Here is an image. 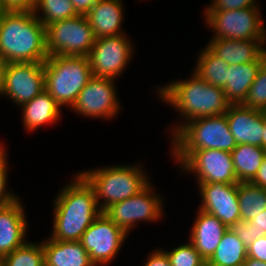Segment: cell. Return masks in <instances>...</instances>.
Segmentation results:
<instances>
[{
	"instance_id": "1",
	"label": "cell",
	"mask_w": 266,
	"mask_h": 266,
	"mask_svg": "<svg viewBox=\"0 0 266 266\" xmlns=\"http://www.w3.org/2000/svg\"><path fill=\"white\" fill-rule=\"evenodd\" d=\"M159 101L170 106L178 113L169 125L171 137L183 124L200 117L226 114L231 103L221 87L211 85L191 71L186 79H175L158 86L155 90Z\"/></svg>"
},
{
	"instance_id": "2",
	"label": "cell",
	"mask_w": 266,
	"mask_h": 266,
	"mask_svg": "<svg viewBox=\"0 0 266 266\" xmlns=\"http://www.w3.org/2000/svg\"><path fill=\"white\" fill-rule=\"evenodd\" d=\"M55 196L52 201L53 227L49 238L80 241L86 229L102 213L93 188L79 173H75Z\"/></svg>"
},
{
	"instance_id": "3",
	"label": "cell",
	"mask_w": 266,
	"mask_h": 266,
	"mask_svg": "<svg viewBox=\"0 0 266 266\" xmlns=\"http://www.w3.org/2000/svg\"><path fill=\"white\" fill-rule=\"evenodd\" d=\"M0 56L7 63L44 62L46 27L33 11L6 10L0 18Z\"/></svg>"
},
{
	"instance_id": "4",
	"label": "cell",
	"mask_w": 266,
	"mask_h": 266,
	"mask_svg": "<svg viewBox=\"0 0 266 266\" xmlns=\"http://www.w3.org/2000/svg\"><path fill=\"white\" fill-rule=\"evenodd\" d=\"M141 163L109 164L78 173L93 188L99 210L103 212L110 205L137 195L151 183L147 168Z\"/></svg>"
},
{
	"instance_id": "5",
	"label": "cell",
	"mask_w": 266,
	"mask_h": 266,
	"mask_svg": "<svg viewBox=\"0 0 266 266\" xmlns=\"http://www.w3.org/2000/svg\"><path fill=\"white\" fill-rule=\"evenodd\" d=\"M44 72L45 90L69 110L92 77L87 56H50L44 61Z\"/></svg>"
},
{
	"instance_id": "6",
	"label": "cell",
	"mask_w": 266,
	"mask_h": 266,
	"mask_svg": "<svg viewBox=\"0 0 266 266\" xmlns=\"http://www.w3.org/2000/svg\"><path fill=\"white\" fill-rule=\"evenodd\" d=\"M169 140V150L217 149L231 153L237 146L226 114L191 120L183 124Z\"/></svg>"
},
{
	"instance_id": "7",
	"label": "cell",
	"mask_w": 266,
	"mask_h": 266,
	"mask_svg": "<svg viewBox=\"0 0 266 266\" xmlns=\"http://www.w3.org/2000/svg\"><path fill=\"white\" fill-rule=\"evenodd\" d=\"M178 170L195 176L197 183H239L231 153L217 149L169 150Z\"/></svg>"
},
{
	"instance_id": "8",
	"label": "cell",
	"mask_w": 266,
	"mask_h": 266,
	"mask_svg": "<svg viewBox=\"0 0 266 266\" xmlns=\"http://www.w3.org/2000/svg\"><path fill=\"white\" fill-rule=\"evenodd\" d=\"M261 6L236 10L203 11L205 27L213 32L210 39L266 40Z\"/></svg>"
},
{
	"instance_id": "9",
	"label": "cell",
	"mask_w": 266,
	"mask_h": 266,
	"mask_svg": "<svg viewBox=\"0 0 266 266\" xmlns=\"http://www.w3.org/2000/svg\"><path fill=\"white\" fill-rule=\"evenodd\" d=\"M154 182L135 196L110 205L102 213L105 214L115 225L122 228L128 235L140 223L151 224L163 221L164 196L156 192Z\"/></svg>"
},
{
	"instance_id": "10",
	"label": "cell",
	"mask_w": 266,
	"mask_h": 266,
	"mask_svg": "<svg viewBox=\"0 0 266 266\" xmlns=\"http://www.w3.org/2000/svg\"><path fill=\"white\" fill-rule=\"evenodd\" d=\"M96 37L86 15L46 26L47 55L88 56Z\"/></svg>"
},
{
	"instance_id": "11",
	"label": "cell",
	"mask_w": 266,
	"mask_h": 266,
	"mask_svg": "<svg viewBox=\"0 0 266 266\" xmlns=\"http://www.w3.org/2000/svg\"><path fill=\"white\" fill-rule=\"evenodd\" d=\"M116 79L92 76L81 90L71 112L79 117L111 121L116 119L122 104L118 97Z\"/></svg>"
},
{
	"instance_id": "12",
	"label": "cell",
	"mask_w": 266,
	"mask_h": 266,
	"mask_svg": "<svg viewBox=\"0 0 266 266\" xmlns=\"http://www.w3.org/2000/svg\"><path fill=\"white\" fill-rule=\"evenodd\" d=\"M134 46L127 33L96 38L87 56L92 76L120 79L134 58Z\"/></svg>"
},
{
	"instance_id": "13",
	"label": "cell",
	"mask_w": 266,
	"mask_h": 266,
	"mask_svg": "<svg viewBox=\"0 0 266 266\" xmlns=\"http://www.w3.org/2000/svg\"><path fill=\"white\" fill-rule=\"evenodd\" d=\"M129 235L101 213L83 233L80 242L95 266H108L116 259Z\"/></svg>"
},
{
	"instance_id": "14",
	"label": "cell",
	"mask_w": 266,
	"mask_h": 266,
	"mask_svg": "<svg viewBox=\"0 0 266 266\" xmlns=\"http://www.w3.org/2000/svg\"><path fill=\"white\" fill-rule=\"evenodd\" d=\"M45 89L44 62L7 63L1 97L13 105L31 101Z\"/></svg>"
},
{
	"instance_id": "15",
	"label": "cell",
	"mask_w": 266,
	"mask_h": 266,
	"mask_svg": "<svg viewBox=\"0 0 266 266\" xmlns=\"http://www.w3.org/2000/svg\"><path fill=\"white\" fill-rule=\"evenodd\" d=\"M200 206L197 209L217 217L231 228L241 220L238 202V183H197Z\"/></svg>"
},
{
	"instance_id": "16",
	"label": "cell",
	"mask_w": 266,
	"mask_h": 266,
	"mask_svg": "<svg viewBox=\"0 0 266 266\" xmlns=\"http://www.w3.org/2000/svg\"><path fill=\"white\" fill-rule=\"evenodd\" d=\"M19 197L12 203L0 207V258L10 254L27 241L31 223L26 208Z\"/></svg>"
},
{
	"instance_id": "17",
	"label": "cell",
	"mask_w": 266,
	"mask_h": 266,
	"mask_svg": "<svg viewBox=\"0 0 266 266\" xmlns=\"http://www.w3.org/2000/svg\"><path fill=\"white\" fill-rule=\"evenodd\" d=\"M226 116L236 144H250L262 148L265 111L242 104H231Z\"/></svg>"
},
{
	"instance_id": "18",
	"label": "cell",
	"mask_w": 266,
	"mask_h": 266,
	"mask_svg": "<svg viewBox=\"0 0 266 266\" xmlns=\"http://www.w3.org/2000/svg\"><path fill=\"white\" fill-rule=\"evenodd\" d=\"M189 238H187L199 252V254L208 261L215 253L224 233L228 227L224 225L217 217L200 209L194 216Z\"/></svg>"
},
{
	"instance_id": "19",
	"label": "cell",
	"mask_w": 266,
	"mask_h": 266,
	"mask_svg": "<svg viewBox=\"0 0 266 266\" xmlns=\"http://www.w3.org/2000/svg\"><path fill=\"white\" fill-rule=\"evenodd\" d=\"M22 126L27 134L36 132L45 125H54L63 116L61 106L44 89L31 101L21 105Z\"/></svg>"
},
{
	"instance_id": "20",
	"label": "cell",
	"mask_w": 266,
	"mask_h": 266,
	"mask_svg": "<svg viewBox=\"0 0 266 266\" xmlns=\"http://www.w3.org/2000/svg\"><path fill=\"white\" fill-rule=\"evenodd\" d=\"M123 0H99L86 14L96 38L122 35L125 22Z\"/></svg>"
},
{
	"instance_id": "21",
	"label": "cell",
	"mask_w": 266,
	"mask_h": 266,
	"mask_svg": "<svg viewBox=\"0 0 266 266\" xmlns=\"http://www.w3.org/2000/svg\"><path fill=\"white\" fill-rule=\"evenodd\" d=\"M206 46L228 65H237L255 61L266 50V40L217 38L209 39Z\"/></svg>"
},
{
	"instance_id": "22",
	"label": "cell",
	"mask_w": 266,
	"mask_h": 266,
	"mask_svg": "<svg viewBox=\"0 0 266 266\" xmlns=\"http://www.w3.org/2000/svg\"><path fill=\"white\" fill-rule=\"evenodd\" d=\"M266 61V50L253 62L229 65L224 94L231 104H242L254 82L261 65Z\"/></svg>"
},
{
	"instance_id": "23",
	"label": "cell",
	"mask_w": 266,
	"mask_h": 266,
	"mask_svg": "<svg viewBox=\"0 0 266 266\" xmlns=\"http://www.w3.org/2000/svg\"><path fill=\"white\" fill-rule=\"evenodd\" d=\"M45 266H95L80 241L42 240Z\"/></svg>"
},
{
	"instance_id": "24",
	"label": "cell",
	"mask_w": 266,
	"mask_h": 266,
	"mask_svg": "<svg viewBox=\"0 0 266 266\" xmlns=\"http://www.w3.org/2000/svg\"><path fill=\"white\" fill-rule=\"evenodd\" d=\"M238 182H250L257 174L266 152L258 146L237 144L231 152Z\"/></svg>"
},
{
	"instance_id": "25",
	"label": "cell",
	"mask_w": 266,
	"mask_h": 266,
	"mask_svg": "<svg viewBox=\"0 0 266 266\" xmlns=\"http://www.w3.org/2000/svg\"><path fill=\"white\" fill-rule=\"evenodd\" d=\"M247 256V248L238 236L228 228L215 253L207 261L211 266H241Z\"/></svg>"
},
{
	"instance_id": "26",
	"label": "cell",
	"mask_w": 266,
	"mask_h": 266,
	"mask_svg": "<svg viewBox=\"0 0 266 266\" xmlns=\"http://www.w3.org/2000/svg\"><path fill=\"white\" fill-rule=\"evenodd\" d=\"M196 57L192 71L207 83L223 88L226 85L228 63L216 56L206 45Z\"/></svg>"
},
{
	"instance_id": "27",
	"label": "cell",
	"mask_w": 266,
	"mask_h": 266,
	"mask_svg": "<svg viewBox=\"0 0 266 266\" xmlns=\"http://www.w3.org/2000/svg\"><path fill=\"white\" fill-rule=\"evenodd\" d=\"M241 220L250 221L266 209V189L251 182L238 183Z\"/></svg>"
},
{
	"instance_id": "28",
	"label": "cell",
	"mask_w": 266,
	"mask_h": 266,
	"mask_svg": "<svg viewBox=\"0 0 266 266\" xmlns=\"http://www.w3.org/2000/svg\"><path fill=\"white\" fill-rule=\"evenodd\" d=\"M33 12L44 27L79 15L71 0H37Z\"/></svg>"
},
{
	"instance_id": "29",
	"label": "cell",
	"mask_w": 266,
	"mask_h": 266,
	"mask_svg": "<svg viewBox=\"0 0 266 266\" xmlns=\"http://www.w3.org/2000/svg\"><path fill=\"white\" fill-rule=\"evenodd\" d=\"M2 259L7 266H45L42 240L39 242L27 240Z\"/></svg>"
},
{
	"instance_id": "30",
	"label": "cell",
	"mask_w": 266,
	"mask_h": 266,
	"mask_svg": "<svg viewBox=\"0 0 266 266\" xmlns=\"http://www.w3.org/2000/svg\"><path fill=\"white\" fill-rule=\"evenodd\" d=\"M231 230L244 243L246 248L262 236H266V209L250 221L239 220Z\"/></svg>"
},
{
	"instance_id": "31",
	"label": "cell",
	"mask_w": 266,
	"mask_h": 266,
	"mask_svg": "<svg viewBox=\"0 0 266 266\" xmlns=\"http://www.w3.org/2000/svg\"><path fill=\"white\" fill-rule=\"evenodd\" d=\"M187 241V243L177 245L170 250L162 248L166 252L171 266H201L206 262L193 244L189 240Z\"/></svg>"
},
{
	"instance_id": "32",
	"label": "cell",
	"mask_w": 266,
	"mask_h": 266,
	"mask_svg": "<svg viewBox=\"0 0 266 266\" xmlns=\"http://www.w3.org/2000/svg\"><path fill=\"white\" fill-rule=\"evenodd\" d=\"M242 105L266 111V61L261 65Z\"/></svg>"
},
{
	"instance_id": "33",
	"label": "cell",
	"mask_w": 266,
	"mask_h": 266,
	"mask_svg": "<svg viewBox=\"0 0 266 266\" xmlns=\"http://www.w3.org/2000/svg\"><path fill=\"white\" fill-rule=\"evenodd\" d=\"M3 140L0 142V207L6 206L12 203L14 200L19 198V194L14 193L8 186L10 181L8 175L9 172V159H8V148L4 146ZM9 188V189H8Z\"/></svg>"
},
{
	"instance_id": "34",
	"label": "cell",
	"mask_w": 266,
	"mask_h": 266,
	"mask_svg": "<svg viewBox=\"0 0 266 266\" xmlns=\"http://www.w3.org/2000/svg\"><path fill=\"white\" fill-rule=\"evenodd\" d=\"M204 6L203 11H225L261 6V4L259 0H212L207 6Z\"/></svg>"
},
{
	"instance_id": "35",
	"label": "cell",
	"mask_w": 266,
	"mask_h": 266,
	"mask_svg": "<svg viewBox=\"0 0 266 266\" xmlns=\"http://www.w3.org/2000/svg\"><path fill=\"white\" fill-rule=\"evenodd\" d=\"M248 258H254L266 262V236H262L252 242L247 248Z\"/></svg>"
},
{
	"instance_id": "36",
	"label": "cell",
	"mask_w": 266,
	"mask_h": 266,
	"mask_svg": "<svg viewBox=\"0 0 266 266\" xmlns=\"http://www.w3.org/2000/svg\"><path fill=\"white\" fill-rule=\"evenodd\" d=\"M146 262H143V266H171L169 258L166 252L161 248L151 250L147 253Z\"/></svg>"
},
{
	"instance_id": "37",
	"label": "cell",
	"mask_w": 266,
	"mask_h": 266,
	"mask_svg": "<svg viewBox=\"0 0 266 266\" xmlns=\"http://www.w3.org/2000/svg\"><path fill=\"white\" fill-rule=\"evenodd\" d=\"M37 0H2L6 10L33 11Z\"/></svg>"
},
{
	"instance_id": "38",
	"label": "cell",
	"mask_w": 266,
	"mask_h": 266,
	"mask_svg": "<svg viewBox=\"0 0 266 266\" xmlns=\"http://www.w3.org/2000/svg\"><path fill=\"white\" fill-rule=\"evenodd\" d=\"M99 0H71L75 11L79 15H86Z\"/></svg>"
},
{
	"instance_id": "39",
	"label": "cell",
	"mask_w": 266,
	"mask_h": 266,
	"mask_svg": "<svg viewBox=\"0 0 266 266\" xmlns=\"http://www.w3.org/2000/svg\"><path fill=\"white\" fill-rule=\"evenodd\" d=\"M250 182L263 189H266V157L263 159L257 174Z\"/></svg>"
},
{
	"instance_id": "40",
	"label": "cell",
	"mask_w": 266,
	"mask_h": 266,
	"mask_svg": "<svg viewBox=\"0 0 266 266\" xmlns=\"http://www.w3.org/2000/svg\"><path fill=\"white\" fill-rule=\"evenodd\" d=\"M6 65H7V61L0 56V98H1L2 88H3V80H4Z\"/></svg>"
},
{
	"instance_id": "41",
	"label": "cell",
	"mask_w": 266,
	"mask_h": 266,
	"mask_svg": "<svg viewBox=\"0 0 266 266\" xmlns=\"http://www.w3.org/2000/svg\"><path fill=\"white\" fill-rule=\"evenodd\" d=\"M243 265L244 266H266V262L259 261L254 258H247Z\"/></svg>"
},
{
	"instance_id": "42",
	"label": "cell",
	"mask_w": 266,
	"mask_h": 266,
	"mask_svg": "<svg viewBox=\"0 0 266 266\" xmlns=\"http://www.w3.org/2000/svg\"><path fill=\"white\" fill-rule=\"evenodd\" d=\"M262 149L266 152V111H265L264 132L262 137Z\"/></svg>"
},
{
	"instance_id": "43",
	"label": "cell",
	"mask_w": 266,
	"mask_h": 266,
	"mask_svg": "<svg viewBox=\"0 0 266 266\" xmlns=\"http://www.w3.org/2000/svg\"><path fill=\"white\" fill-rule=\"evenodd\" d=\"M5 11H6V9L2 3V0H0V18L4 14Z\"/></svg>"
},
{
	"instance_id": "44",
	"label": "cell",
	"mask_w": 266,
	"mask_h": 266,
	"mask_svg": "<svg viewBox=\"0 0 266 266\" xmlns=\"http://www.w3.org/2000/svg\"><path fill=\"white\" fill-rule=\"evenodd\" d=\"M0 266H7L5 261L2 258H0Z\"/></svg>"
},
{
	"instance_id": "45",
	"label": "cell",
	"mask_w": 266,
	"mask_h": 266,
	"mask_svg": "<svg viewBox=\"0 0 266 266\" xmlns=\"http://www.w3.org/2000/svg\"><path fill=\"white\" fill-rule=\"evenodd\" d=\"M201 266H211L207 261L203 263Z\"/></svg>"
}]
</instances>
